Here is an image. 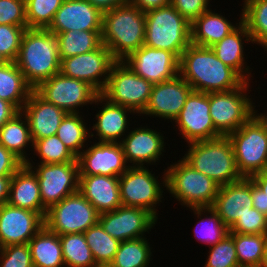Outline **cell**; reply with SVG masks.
Wrapping results in <instances>:
<instances>
[{
    "mask_svg": "<svg viewBox=\"0 0 267 267\" xmlns=\"http://www.w3.org/2000/svg\"><path fill=\"white\" fill-rule=\"evenodd\" d=\"M65 267H98L84 233L60 235Z\"/></svg>",
    "mask_w": 267,
    "mask_h": 267,
    "instance_id": "obj_38",
    "label": "cell"
},
{
    "mask_svg": "<svg viewBox=\"0 0 267 267\" xmlns=\"http://www.w3.org/2000/svg\"><path fill=\"white\" fill-rule=\"evenodd\" d=\"M24 117V118H23ZM0 144L12 152L24 164L32 159L27 157L24 149L33 141L30 135L29 123L26 116L19 111L0 127Z\"/></svg>",
    "mask_w": 267,
    "mask_h": 267,
    "instance_id": "obj_31",
    "label": "cell"
},
{
    "mask_svg": "<svg viewBox=\"0 0 267 267\" xmlns=\"http://www.w3.org/2000/svg\"><path fill=\"white\" fill-rule=\"evenodd\" d=\"M244 40L247 43L252 42L246 25L241 22L234 31L210 48L221 62L235 70L246 82H249L251 68L245 64L244 42H242Z\"/></svg>",
    "mask_w": 267,
    "mask_h": 267,
    "instance_id": "obj_28",
    "label": "cell"
},
{
    "mask_svg": "<svg viewBox=\"0 0 267 267\" xmlns=\"http://www.w3.org/2000/svg\"><path fill=\"white\" fill-rule=\"evenodd\" d=\"M229 233L267 234V216L254 207H244Z\"/></svg>",
    "mask_w": 267,
    "mask_h": 267,
    "instance_id": "obj_44",
    "label": "cell"
},
{
    "mask_svg": "<svg viewBox=\"0 0 267 267\" xmlns=\"http://www.w3.org/2000/svg\"><path fill=\"white\" fill-rule=\"evenodd\" d=\"M209 93L192 91L174 120L187 143L220 137L210 116Z\"/></svg>",
    "mask_w": 267,
    "mask_h": 267,
    "instance_id": "obj_15",
    "label": "cell"
},
{
    "mask_svg": "<svg viewBox=\"0 0 267 267\" xmlns=\"http://www.w3.org/2000/svg\"><path fill=\"white\" fill-rule=\"evenodd\" d=\"M28 244L34 267H65L60 236L46 226Z\"/></svg>",
    "mask_w": 267,
    "mask_h": 267,
    "instance_id": "obj_30",
    "label": "cell"
},
{
    "mask_svg": "<svg viewBox=\"0 0 267 267\" xmlns=\"http://www.w3.org/2000/svg\"><path fill=\"white\" fill-rule=\"evenodd\" d=\"M12 176H0V206L7 203Z\"/></svg>",
    "mask_w": 267,
    "mask_h": 267,
    "instance_id": "obj_54",
    "label": "cell"
},
{
    "mask_svg": "<svg viewBox=\"0 0 267 267\" xmlns=\"http://www.w3.org/2000/svg\"><path fill=\"white\" fill-rule=\"evenodd\" d=\"M188 144L189 149L182 158L196 171L203 173L220 186L244 178L238 170L228 136Z\"/></svg>",
    "mask_w": 267,
    "mask_h": 267,
    "instance_id": "obj_4",
    "label": "cell"
},
{
    "mask_svg": "<svg viewBox=\"0 0 267 267\" xmlns=\"http://www.w3.org/2000/svg\"><path fill=\"white\" fill-rule=\"evenodd\" d=\"M34 91L46 102L54 104L66 113H79L78 107L94 104L99 95L88 83L61 73L42 82Z\"/></svg>",
    "mask_w": 267,
    "mask_h": 267,
    "instance_id": "obj_13",
    "label": "cell"
},
{
    "mask_svg": "<svg viewBox=\"0 0 267 267\" xmlns=\"http://www.w3.org/2000/svg\"><path fill=\"white\" fill-rule=\"evenodd\" d=\"M79 175L119 177L129 167L121 143L95 142L77 157Z\"/></svg>",
    "mask_w": 267,
    "mask_h": 267,
    "instance_id": "obj_19",
    "label": "cell"
},
{
    "mask_svg": "<svg viewBox=\"0 0 267 267\" xmlns=\"http://www.w3.org/2000/svg\"><path fill=\"white\" fill-rule=\"evenodd\" d=\"M255 103L252 104V116L256 119V121L262 126L264 132L267 134V112L265 113H257L255 111L254 106Z\"/></svg>",
    "mask_w": 267,
    "mask_h": 267,
    "instance_id": "obj_55",
    "label": "cell"
},
{
    "mask_svg": "<svg viewBox=\"0 0 267 267\" xmlns=\"http://www.w3.org/2000/svg\"><path fill=\"white\" fill-rule=\"evenodd\" d=\"M228 138L243 177L250 178L267 170V134L253 116Z\"/></svg>",
    "mask_w": 267,
    "mask_h": 267,
    "instance_id": "obj_8",
    "label": "cell"
},
{
    "mask_svg": "<svg viewBox=\"0 0 267 267\" xmlns=\"http://www.w3.org/2000/svg\"><path fill=\"white\" fill-rule=\"evenodd\" d=\"M18 112L11 103L0 99V127Z\"/></svg>",
    "mask_w": 267,
    "mask_h": 267,
    "instance_id": "obj_53",
    "label": "cell"
},
{
    "mask_svg": "<svg viewBox=\"0 0 267 267\" xmlns=\"http://www.w3.org/2000/svg\"><path fill=\"white\" fill-rule=\"evenodd\" d=\"M191 24L170 4L145 12L144 45L172 52L178 59L191 44Z\"/></svg>",
    "mask_w": 267,
    "mask_h": 267,
    "instance_id": "obj_5",
    "label": "cell"
},
{
    "mask_svg": "<svg viewBox=\"0 0 267 267\" xmlns=\"http://www.w3.org/2000/svg\"><path fill=\"white\" fill-rule=\"evenodd\" d=\"M140 11L147 12L152 9H157L170 5L171 0H129Z\"/></svg>",
    "mask_w": 267,
    "mask_h": 267,
    "instance_id": "obj_51",
    "label": "cell"
},
{
    "mask_svg": "<svg viewBox=\"0 0 267 267\" xmlns=\"http://www.w3.org/2000/svg\"><path fill=\"white\" fill-rule=\"evenodd\" d=\"M24 163L0 144V176H13Z\"/></svg>",
    "mask_w": 267,
    "mask_h": 267,
    "instance_id": "obj_50",
    "label": "cell"
},
{
    "mask_svg": "<svg viewBox=\"0 0 267 267\" xmlns=\"http://www.w3.org/2000/svg\"><path fill=\"white\" fill-rule=\"evenodd\" d=\"M127 133L120 143L129 166V162L131 166L152 165L160 160L161 155L163 157L165 144L161 132L140 126Z\"/></svg>",
    "mask_w": 267,
    "mask_h": 267,
    "instance_id": "obj_22",
    "label": "cell"
},
{
    "mask_svg": "<svg viewBox=\"0 0 267 267\" xmlns=\"http://www.w3.org/2000/svg\"><path fill=\"white\" fill-rule=\"evenodd\" d=\"M98 267H111L110 265H107V266H98Z\"/></svg>",
    "mask_w": 267,
    "mask_h": 267,
    "instance_id": "obj_59",
    "label": "cell"
},
{
    "mask_svg": "<svg viewBox=\"0 0 267 267\" xmlns=\"http://www.w3.org/2000/svg\"><path fill=\"white\" fill-rule=\"evenodd\" d=\"M116 61L102 43L91 52L61 59L60 73L88 83L101 94Z\"/></svg>",
    "mask_w": 267,
    "mask_h": 267,
    "instance_id": "obj_14",
    "label": "cell"
},
{
    "mask_svg": "<svg viewBox=\"0 0 267 267\" xmlns=\"http://www.w3.org/2000/svg\"><path fill=\"white\" fill-rule=\"evenodd\" d=\"M7 63V61L0 55V66L4 65Z\"/></svg>",
    "mask_w": 267,
    "mask_h": 267,
    "instance_id": "obj_57",
    "label": "cell"
},
{
    "mask_svg": "<svg viewBox=\"0 0 267 267\" xmlns=\"http://www.w3.org/2000/svg\"><path fill=\"white\" fill-rule=\"evenodd\" d=\"M240 15L239 22L232 25L226 17L209 8L191 23V44L212 47L238 27L237 24L242 22V12Z\"/></svg>",
    "mask_w": 267,
    "mask_h": 267,
    "instance_id": "obj_29",
    "label": "cell"
},
{
    "mask_svg": "<svg viewBox=\"0 0 267 267\" xmlns=\"http://www.w3.org/2000/svg\"><path fill=\"white\" fill-rule=\"evenodd\" d=\"M166 171V190L182 206L191 208L211 207L220 185L203 173L196 171L183 158L171 164Z\"/></svg>",
    "mask_w": 267,
    "mask_h": 267,
    "instance_id": "obj_6",
    "label": "cell"
},
{
    "mask_svg": "<svg viewBox=\"0 0 267 267\" xmlns=\"http://www.w3.org/2000/svg\"><path fill=\"white\" fill-rule=\"evenodd\" d=\"M250 178L253 207L267 216V170L256 173Z\"/></svg>",
    "mask_w": 267,
    "mask_h": 267,
    "instance_id": "obj_48",
    "label": "cell"
},
{
    "mask_svg": "<svg viewBox=\"0 0 267 267\" xmlns=\"http://www.w3.org/2000/svg\"><path fill=\"white\" fill-rule=\"evenodd\" d=\"M26 28L0 24V55L7 62H15Z\"/></svg>",
    "mask_w": 267,
    "mask_h": 267,
    "instance_id": "obj_45",
    "label": "cell"
},
{
    "mask_svg": "<svg viewBox=\"0 0 267 267\" xmlns=\"http://www.w3.org/2000/svg\"><path fill=\"white\" fill-rule=\"evenodd\" d=\"M15 64L33 90L60 73L61 58L56 35L48 29L27 28Z\"/></svg>",
    "mask_w": 267,
    "mask_h": 267,
    "instance_id": "obj_2",
    "label": "cell"
},
{
    "mask_svg": "<svg viewBox=\"0 0 267 267\" xmlns=\"http://www.w3.org/2000/svg\"><path fill=\"white\" fill-rule=\"evenodd\" d=\"M80 115V113H67L56 132L58 138L76 157L81 154L82 149L84 150L86 140L94 137L93 132L87 128L86 122Z\"/></svg>",
    "mask_w": 267,
    "mask_h": 267,
    "instance_id": "obj_34",
    "label": "cell"
},
{
    "mask_svg": "<svg viewBox=\"0 0 267 267\" xmlns=\"http://www.w3.org/2000/svg\"><path fill=\"white\" fill-rule=\"evenodd\" d=\"M239 267H261V266H239Z\"/></svg>",
    "mask_w": 267,
    "mask_h": 267,
    "instance_id": "obj_58",
    "label": "cell"
},
{
    "mask_svg": "<svg viewBox=\"0 0 267 267\" xmlns=\"http://www.w3.org/2000/svg\"><path fill=\"white\" fill-rule=\"evenodd\" d=\"M99 103L104 105L96 114L95 118L97 121L92 126V130L96 131L97 134L95 135L98 136L95 138H98L99 142L120 143L124 138V133L129 130L127 125L129 124L128 115L129 113H135L125 106L109 102L101 94L94 101V104H97V106ZM122 136L123 138H121Z\"/></svg>",
    "mask_w": 267,
    "mask_h": 267,
    "instance_id": "obj_26",
    "label": "cell"
},
{
    "mask_svg": "<svg viewBox=\"0 0 267 267\" xmlns=\"http://www.w3.org/2000/svg\"><path fill=\"white\" fill-rule=\"evenodd\" d=\"M100 213L79 192L51 206L44 218L45 226L55 234L84 233L99 222Z\"/></svg>",
    "mask_w": 267,
    "mask_h": 267,
    "instance_id": "obj_9",
    "label": "cell"
},
{
    "mask_svg": "<svg viewBox=\"0 0 267 267\" xmlns=\"http://www.w3.org/2000/svg\"><path fill=\"white\" fill-rule=\"evenodd\" d=\"M37 175L43 206L48 210L62 199L78 191V162L37 164L26 163Z\"/></svg>",
    "mask_w": 267,
    "mask_h": 267,
    "instance_id": "obj_12",
    "label": "cell"
},
{
    "mask_svg": "<svg viewBox=\"0 0 267 267\" xmlns=\"http://www.w3.org/2000/svg\"><path fill=\"white\" fill-rule=\"evenodd\" d=\"M7 203L37 212L44 218L46 216L47 209L42 204L37 175L26 164H23L11 177Z\"/></svg>",
    "mask_w": 267,
    "mask_h": 267,
    "instance_id": "obj_27",
    "label": "cell"
},
{
    "mask_svg": "<svg viewBox=\"0 0 267 267\" xmlns=\"http://www.w3.org/2000/svg\"><path fill=\"white\" fill-rule=\"evenodd\" d=\"M193 88L180 76L174 79L156 83L153 85L149 102L142 113L155 117H161L172 122L174 121Z\"/></svg>",
    "mask_w": 267,
    "mask_h": 267,
    "instance_id": "obj_20",
    "label": "cell"
},
{
    "mask_svg": "<svg viewBox=\"0 0 267 267\" xmlns=\"http://www.w3.org/2000/svg\"><path fill=\"white\" fill-rule=\"evenodd\" d=\"M102 31H68L54 33L58 40L61 59L85 54L97 49L101 44Z\"/></svg>",
    "mask_w": 267,
    "mask_h": 267,
    "instance_id": "obj_33",
    "label": "cell"
},
{
    "mask_svg": "<svg viewBox=\"0 0 267 267\" xmlns=\"http://www.w3.org/2000/svg\"><path fill=\"white\" fill-rule=\"evenodd\" d=\"M249 84L245 81L234 90L209 93L210 116L221 136L238 130L252 116L253 100L246 94Z\"/></svg>",
    "mask_w": 267,
    "mask_h": 267,
    "instance_id": "obj_11",
    "label": "cell"
},
{
    "mask_svg": "<svg viewBox=\"0 0 267 267\" xmlns=\"http://www.w3.org/2000/svg\"><path fill=\"white\" fill-rule=\"evenodd\" d=\"M34 153L38 154L40 164L78 162L77 157L65 146L57 135L32 140Z\"/></svg>",
    "mask_w": 267,
    "mask_h": 267,
    "instance_id": "obj_41",
    "label": "cell"
},
{
    "mask_svg": "<svg viewBox=\"0 0 267 267\" xmlns=\"http://www.w3.org/2000/svg\"><path fill=\"white\" fill-rule=\"evenodd\" d=\"M145 12L130 1L103 13L101 42L117 61L144 45Z\"/></svg>",
    "mask_w": 267,
    "mask_h": 267,
    "instance_id": "obj_3",
    "label": "cell"
},
{
    "mask_svg": "<svg viewBox=\"0 0 267 267\" xmlns=\"http://www.w3.org/2000/svg\"><path fill=\"white\" fill-rule=\"evenodd\" d=\"M157 221L144 208L124 205L99 216L104 231L120 242L145 237V232L149 233Z\"/></svg>",
    "mask_w": 267,
    "mask_h": 267,
    "instance_id": "obj_16",
    "label": "cell"
},
{
    "mask_svg": "<svg viewBox=\"0 0 267 267\" xmlns=\"http://www.w3.org/2000/svg\"><path fill=\"white\" fill-rule=\"evenodd\" d=\"M103 13L87 0H63L50 26L52 33L102 31Z\"/></svg>",
    "mask_w": 267,
    "mask_h": 267,
    "instance_id": "obj_21",
    "label": "cell"
},
{
    "mask_svg": "<svg viewBox=\"0 0 267 267\" xmlns=\"http://www.w3.org/2000/svg\"><path fill=\"white\" fill-rule=\"evenodd\" d=\"M63 0H26V21L28 28L47 29Z\"/></svg>",
    "mask_w": 267,
    "mask_h": 267,
    "instance_id": "obj_42",
    "label": "cell"
},
{
    "mask_svg": "<svg viewBox=\"0 0 267 267\" xmlns=\"http://www.w3.org/2000/svg\"><path fill=\"white\" fill-rule=\"evenodd\" d=\"M261 267H267V242H266V246H265L264 259H263V263H262Z\"/></svg>",
    "mask_w": 267,
    "mask_h": 267,
    "instance_id": "obj_56",
    "label": "cell"
},
{
    "mask_svg": "<svg viewBox=\"0 0 267 267\" xmlns=\"http://www.w3.org/2000/svg\"><path fill=\"white\" fill-rule=\"evenodd\" d=\"M234 240L239 266H261L267 234L228 233Z\"/></svg>",
    "mask_w": 267,
    "mask_h": 267,
    "instance_id": "obj_37",
    "label": "cell"
},
{
    "mask_svg": "<svg viewBox=\"0 0 267 267\" xmlns=\"http://www.w3.org/2000/svg\"><path fill=\"white\" fill-rule=\"evenodd\" d=\"M32 91L15 62L0 66V99L21 111Z\"/></svg>",
    "mask_w": 267,
    "mask_h": 267,
    "instance_id": "obj_32",
    "label": "cell"
},
{
    "mask_svg": "<svg viewBox=\"0 0 267 267\" xmlns=\"http://www.w3.org/2000/svg\"><path fill=\"white\" fill-rule=\"evenodd\" d=\"M208 253L204 267H239L234 240L229 234L209 247Z\"/></svg>",
    "mask_w": 267,
    "mask_h": 267,
    "instance_id": "obj_43",
    "label": "cell"
},
{
    "mask_svg": "<svg viewBox=\"0 0 267 267\" xmlns=\"http://www.w3.org/2000/svg\"><path fill=\"white\" fill-rule=\"evenodd\" d=\"M0 267H34L29 244L1 247Z\"/></svg>",
    "mask_w": 267,
    "mask_h": 267,
    "instance_id": "obj_46",
    "label": "cell"
},
{
    "mask_svg": "<svg viewBox=\"0 0 267 267\" xmlns=\"http://www.w3.org/2000/svg\"><path fill=\"white\" fill-rule=\"evenodd\" d=\"M242 22L250 33L252 43L267 51V0H244Z\"/></svg>",
    "mask_w": 267,
    "mask_h": 267,
    "instance_id": "obj_35",
    "label": "cell"
},
{
    "mask_svg": "<svg viewBox=\"0 0 267 267\" xmlns=\"http://www.w3.org/2000/svg\"><path fill=\"white\" fill-rule=\"evenodd\" d=\"M102 13L110 11L119 5L127 3L129 0H87Z\"/></svg>",
    "mask_w": 267,
    "mask_h": 267,
    "instance_id": "obj_52",
    "label": "cell"
},
{
    "mask_svg": "<svg viewBox=\"0 0 267 267\" xmlns=\"http://www.w3.org/2000/svg\"><path fill=\"white\" fill-rule=\"evenodd\" d=\"M0 24L27 29L25 0H0Z\"/></svg>",
    "mask_w": 267,
    "mask_h": 267,
    "instance_id": "obj_47",
    "label": "cell"
},
{
    "mask_svg": "<svg viewBox=\"0 0 267 267\" xmlns=\"http://www.w3.org/2000/svg\"><path fill=\"white\" fill-rule=\"evenodd\" d=\"M45 226L44 217L34 211L5 203L0 206V246L27 244Z\"/></svg>",
    "mask_w": 267,
    "mask_h": 267,
    "instance_id": "obj_18",
    "label": "cell"
},
{
    "mask_svg": "<svg viewBox=\"0 0 267 267\" xmlns=\"http://www.w3.org/2000/svg\"><path fill=\"white\" fill-rule=\"evenodd\" d=\"M78 191L101 214L122 206L119 177L103 175H79Z\"/></svg>",
    "mask_w": 267,
    "mask_h": 267,
    "instance_id": "obj_24",
    "label": "cell"
},
{
    "mask_svg": "<svg viewBox=\"0 0 267 267\" xmlns=\"http://www.w3.org/2000/svg\"><path fill=\"white\" fill-rule=\"evenodd\" d=\"M123 62L138 76L153 84L179 75V59L172 52L146 45L129 54Z\"/></svg>",
    "mask_w": 267,
    "mask_h": 267,
    "instance_id": "obj_17",
    "label": "cell"
},
{
    "mask_svg": "<svg viewBox=\"0 0 267 267\" xmlns=\"http://www.w3.org/2000/svg\"><path fill=\"white\" fill-rule=\"evenodd\" d=\"M191 210H193L195 215L197 214L196 217H198V219L200 218L195 226L196 229H194V235L198 241L204 242L211 247L221 241L229 233V228L211 207L191 208ZM203 212H206V214ZM207 213L210 215L207 216ZM202 215H206L207 217L203 218Z\"/></svg>",
    "mask_w": 267,
    "mask_h": 267,
    "instance_id": "obj_40",
    "label": "cell"
},
{
    "mask_svg": "<svg viewBox=\"0 0 267 267\" xmlns=\"http://www.w3.org/2000/svg\"><path fill=\"white\" fill-rule=\"evenodd\" d=\"M245 206L253 207L251 178L246 177L237 182L220 186L211 208L230 228L240 217V213Z\"/></svg>",
    "mask_w": 267,
    "mask_h": 267,
    "instance_id": "obj_25",
    "label": "cell"
},
{
    "mask_svg": "<svg viewBox=\"0 0 267 267\" xmlns=\"http://www.w3.org/2000/svg\"><path fill=\"white\" fill-rule=\"evenodd\" d=\"M146 237L120 242L111 267H148L152 252Z\"/></svg>",
    "mask_w": 267,
    "mask_h": 267,
    "instance_id": "obj_36",
    "label": "cell"
},
{
    "mask_svg": "<svg viewBox=\"0 0 267 267\" xmlns=\"http://www.w3.org/2000/svg\"><path fill=\"white\" fill-rule=\"evenodd\" d=\"M26 116L32 140L56 135L62 119L67 114L54 104L46 102L34 90L22 108Z\"/></svg>",
    "mask_w": 267,
    "mask_h": 267,
    "instance_id": "obj_23",
    "label": "cell"
},
{
    "mask_svg": "<svg viewBox=\"0 0 267 267\" xmlns=\"http://www.w3.org/2000/svg\"><path fill=\"white\" fill-rule=\"evenodd\" d=\"M153 85L138 76L123 61H116L101 95L109 102L125 106L140 115L149 102Z\"/></svg>",
    "mask_w": 267,
    "mask_h": 267,
    "instance_id": "obj_7",
    "label": "cell"
},
{
    "mask_svg": "<svg viewBox=\"0 0 267 267\" xmlns=\"http://www.w3.org/2000/svg\"><path fill=\"white\" fill-rule=\"evenodd\" d=\"M179 75L193 91L226 92L240 87L245 80L221 62L210 47L190 44L179 58Z\"/></svg>",
    "mask_w": 267,
    "mask_h": 267,
    "instance_id": "obj_1",
    "label": "cell"
},
{
    "mask_svg": "<svg viewBox=\"0 0 267 267\" xmlns=\"http://www.w3.org/2000/svg\"><path fill=\"white\" fill-rule=\"evenodd\" d=\"M164 172L163 181H161L163 183H160L157 179L159 177L156 176L155 178V174H152V171L146 166L130 165L127 171L119 176V191L122 205L144 208L156 219H159L155 207L164 198L162 194L164 191L162 189L166 187V171Z\"/></svg>",
    "mask_w": 267,
    "mask_h": 267,
    "instance_id": "obj_10",
    "label": "cell"
},
{
    "mask_svg": "<svg viewBox=\"0 0 267 267\" xmlns=\"http://www.w3.org/2000/svg\"><path fill=\"white\" fill-rule=\"evenodd\" d=\"M170 4L191 24L210 7V0H171Z\"/></svg>",
    "mask_w": 267,
    "mask_h": 267,
    "instance_id": "obj_49",
    "label": "cell"
},
{
    "mask_svg": "<svg viewBox=\"0 0 267 267\" xmlns=\"http://www.w3.org/2000/svg\"><path fill=\"white\" fill-rule=\"evenodd\" d=\"M84 236L91 249L96 265H110L118 250L120 241L105 232L99 222L85 231Z\"/></svg>",
    "mask_w": 267,
    "mask_h": 267,
    "instance_id": "obj_39",
    "label": "cell"
}]
</instances>
